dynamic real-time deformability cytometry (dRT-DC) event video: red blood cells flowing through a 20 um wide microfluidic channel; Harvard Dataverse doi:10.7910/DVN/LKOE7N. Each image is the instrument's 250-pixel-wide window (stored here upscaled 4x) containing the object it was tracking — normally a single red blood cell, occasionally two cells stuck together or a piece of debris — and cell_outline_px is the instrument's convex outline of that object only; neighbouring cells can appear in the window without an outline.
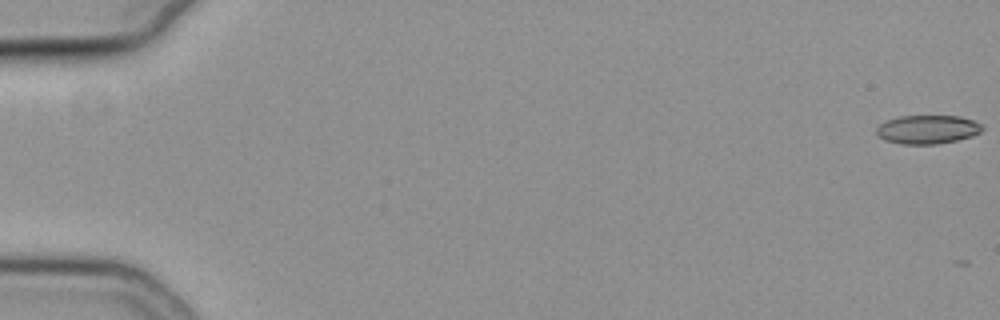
{"species": "common noctule bat (a hibernating species)", "species_latin": "Nyctalus noctula", "temperature_condition": "cold", "stored_images_in_passage": 3, "camera_frame_rate_fps": 3000, "um_per_image_px": 0.085, "animal": {"sex": "female", "body_mass_g": 19.3, "forearm_length_mm": 54.1}, "frame": {"image": 1, "passage_image": 1, "time_ms": 0.0, "image_size_px": [1000, 320], "cell_outline_px": [[984, 128], [980, 132], [972, 136], [956, 140], [936, 144], [900, 144], [884, 140], [876, 132], [876, 128], [880, 124], [888, 120], [900, 116], [960, 116], [984, 124]], "centroid_in_image_um": [78.86, 11.0], "position_along_channel_um": 6.1, "area_um2": 17.69}}